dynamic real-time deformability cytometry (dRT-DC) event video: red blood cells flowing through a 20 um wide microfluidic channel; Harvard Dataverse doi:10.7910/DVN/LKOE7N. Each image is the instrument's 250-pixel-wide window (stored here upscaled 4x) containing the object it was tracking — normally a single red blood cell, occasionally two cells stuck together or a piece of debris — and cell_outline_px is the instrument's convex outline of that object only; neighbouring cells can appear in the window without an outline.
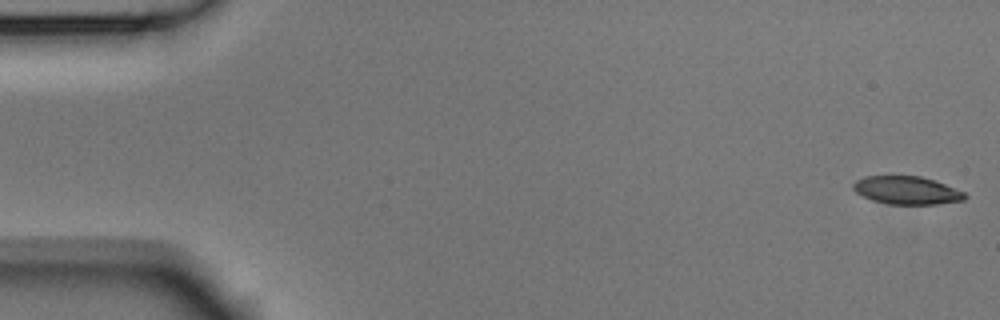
{"species": "Egyptian fruit bat (a non-hibernating species)", "species_latin": "Rousettus aegyptiacus", "temperature_condition": "room temperature", "stored_images_in_passage": 53, "camera_frame_rate_fps": 3000, "um_per_image_px": 0.085, "animal": {"sex": "male"}, "frame": {"image": 1, "passage_image": 1, "time_ms": 0.0, "image_size_px": [1000, 320], "cell_outline_px": [[968, 196], [964, 200], [936, 204], [888, 204], [872, 200], [856, 192], [852, 188], [852, 184], [856, 180], [864, 176], [920, 176], [944, 184], [964, 192]], "centroid_in_image_um": [77.05, 16.18], "position_along_channel_um": 7.9, "area_um2": 18.09}}
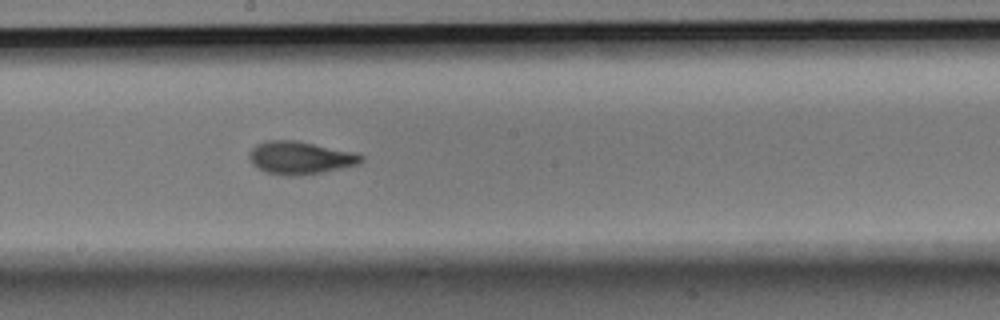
{"frame": {"image": 2, "passage_image": 29, "time_ms": 9.333, "image_size_px": [1000, 320], "cell_outline_px": [[364, 160], [356, 164], [320, 172], [300, 176], [284, 176], [264, 172], [256, 168], [252, 164], [248, 156], [248, 152], [256, 144], [268, 140], [296, 140], [356, 152], [364, 156]], "centroid_in_image_um": [25.46, 13.41], "position_along_channel_um": 222.7, "area_um2": 21.56}}
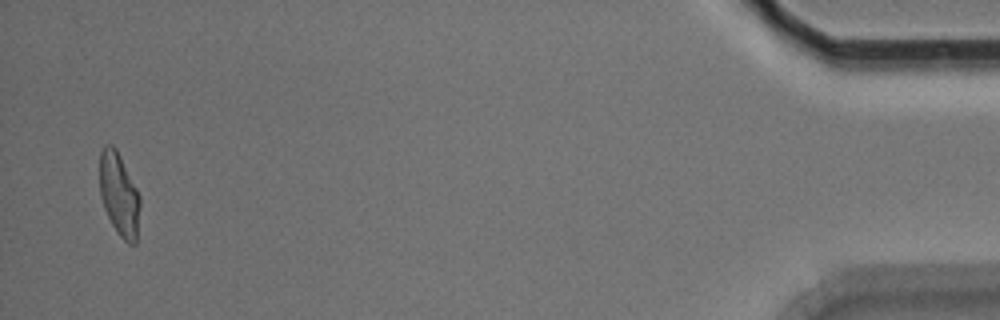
{"frame": {"image": 3, "passage_image": 52, "time_ms": 17.0, "image_size_px": [1000, 320], "cell_outline_px": [[140, 208], [136, 244], [128, 244], [116, 232], [104, 208], [100, 196], [100, 152], [104, 144], [112, 144], [116, 148], [140, 196]], "centroid_in_image_um": [10.12, 16.54], "position_along_channel_um": 425.1, "area_um2": 19.54}, "authors_computed_cell_mechanics": {"area_um2": 20.1144, "velocity_mm_per_s": 3.7629, "shape_relaxation_time_tau1_ms": 4.1017, "shape_relaxation_time_tau2_ms": 1.3188, "deformation_change_tau1": 0.1586, "deformation_change_tau2": 0.0731}}